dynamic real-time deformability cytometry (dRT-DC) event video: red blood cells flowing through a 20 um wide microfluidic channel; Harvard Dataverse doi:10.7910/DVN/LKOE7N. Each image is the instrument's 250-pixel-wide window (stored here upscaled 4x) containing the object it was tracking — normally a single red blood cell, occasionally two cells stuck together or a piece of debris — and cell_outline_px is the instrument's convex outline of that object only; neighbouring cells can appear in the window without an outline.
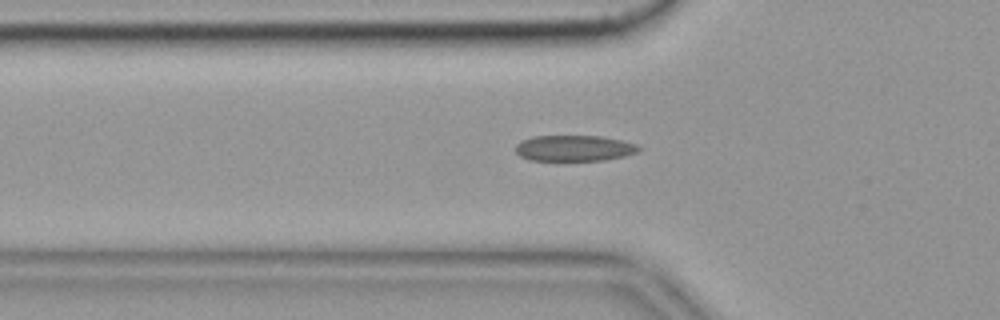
{"species": "common noctule bat (a hibernating species)", "species_latin": "Nyctalus noctula", "temperature_condition": "cold", "stored_images_in_passage": 45, "camera_frame_rate_fps": 3000, "um_per_image_px": 0.085, "animal": {"sex": "female", "body_mass_g": 19.9}, "frame": {"image": 1, "passage_image": 7, "time_ms": 2.0, "image_size_px": [1000, 320], "cell_outline_px": [[640, 148], [636, 152], [624, 156], [604, 160], [528, 160], [520, 156], [516, 152], [516, 144], [520, 140], [532, 136], [600, 136], [620, 140], [636, 144]], "centroid_in_image_um": [48.75, 12.59], "position_along_channel_um": 77.0, "area_um2": 18.5}, "authors_computed_cell_mechanics": {"area_um2": 18.4382, "velocity_mm_per_s": 3.5461, "shape_relaxation_time_tau1_ms": null, "shape_relaxation_time_tau2_ms": 2.547, "deformation_change_tau1": null, "deformation_change_tau2": 0.1111}}